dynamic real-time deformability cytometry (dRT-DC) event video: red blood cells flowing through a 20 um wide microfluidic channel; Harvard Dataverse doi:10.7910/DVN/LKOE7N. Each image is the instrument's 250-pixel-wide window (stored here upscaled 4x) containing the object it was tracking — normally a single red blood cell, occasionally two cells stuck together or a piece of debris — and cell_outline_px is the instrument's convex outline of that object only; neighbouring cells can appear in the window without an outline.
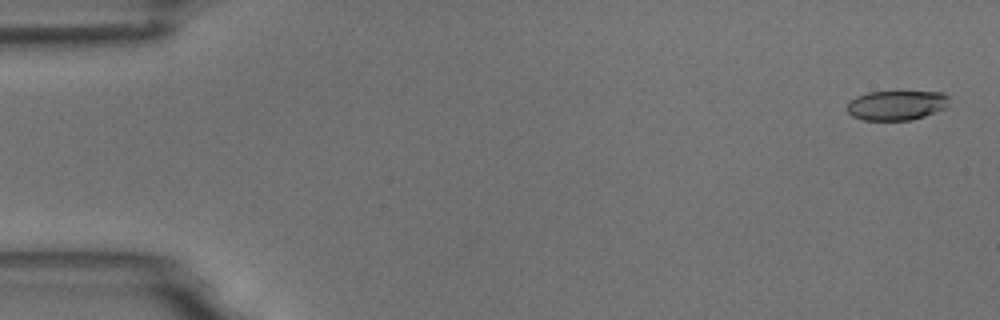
{"species": "common noctule bat (a hibernating species)", "species_latin": "Nyctalus noctula", "temperature_condition": "room temperature", "stored_images_in_passage": 5, "camera_frame_rate_fps": 3000, "um_per_image_px": 0.085, "animal": {"sex": "male", "body_mass_g": 18.8}, "frame": {"image": 1, "passage_image": 1, "time_ms": 0.0, "image_size_px": [1000, 320], "cell_outline_px": [[948, 108], [912, 120], [864, 120], [852, 116], [848, 112], [848, 100], [856, 96], [868, 92], [944, 92], [948, 96]], "centroid_in_image_um": [76.22, 8.95], "position_along_channel_um": 8.8, "area_um2": 17.74}}
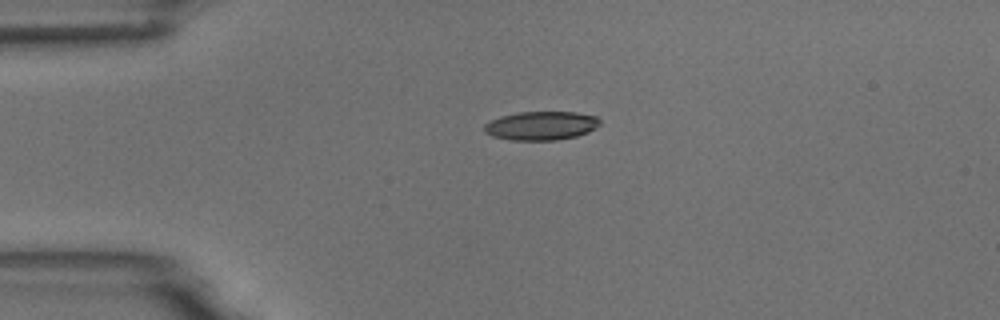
{"frame": {"image": 2, "passage_image": 4, "time_ms": 3.667, "image_size_px": [1000, 320], "cell_outline_px": [[600, 124], [596, 128], [588, 132], [576, 136], [556, 140], [508, 140], [492, 136], [484, 132], [484, 124], [500, 116], [520, 112], [576, 112], [596, 116], [600, 120]], "centroid_in_image_um": [45.99, 10.68], "position_along_channel_um": 39.0, "area_um2": 19.42}}